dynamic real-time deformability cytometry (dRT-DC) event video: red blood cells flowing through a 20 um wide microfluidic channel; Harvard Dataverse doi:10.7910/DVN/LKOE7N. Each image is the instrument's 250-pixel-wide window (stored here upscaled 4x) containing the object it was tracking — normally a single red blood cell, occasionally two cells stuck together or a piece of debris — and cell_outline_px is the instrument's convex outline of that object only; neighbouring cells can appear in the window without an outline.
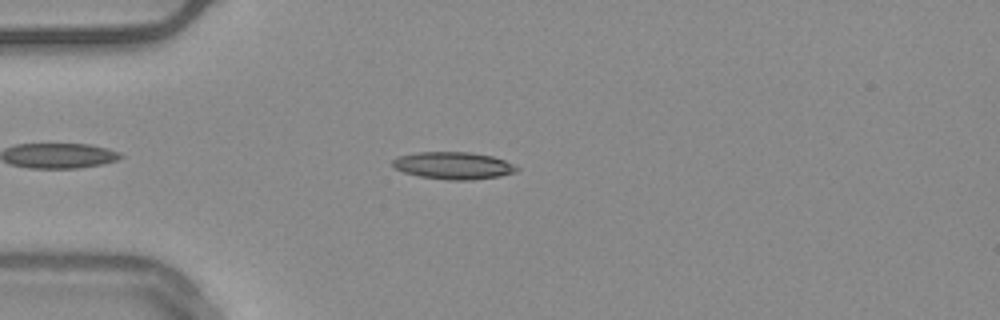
{"species": "common noctule bat (a hibernating species)", "species_latin": "Nyctalus noctula", "temperature_condition": "warm", "stored_images_in_passage": 42, "camera_frame_rate_fps": 3000, "um_per_image_px": 0.085, "animal": {"sex": "male", "body_mass_g": 20.4}, "frame": {"image": 1, "passage_image": 7, "time_ms": 2.0, "image_size_px": [1000, 320], "cell_outline_px": [[520, 168], [516, 172], [500, 176], [472, 180], [452, 180], [420, 176], [404, 172], [396, 168], [392, 164], [392, 160], [396, 156], [416, 152], [468, 152], [492, 156], [504, 160]], "centroid_in_image_um": [38.53, 14.07], "position_along_channel_um": 46.5, "area_um2": 19.65}}
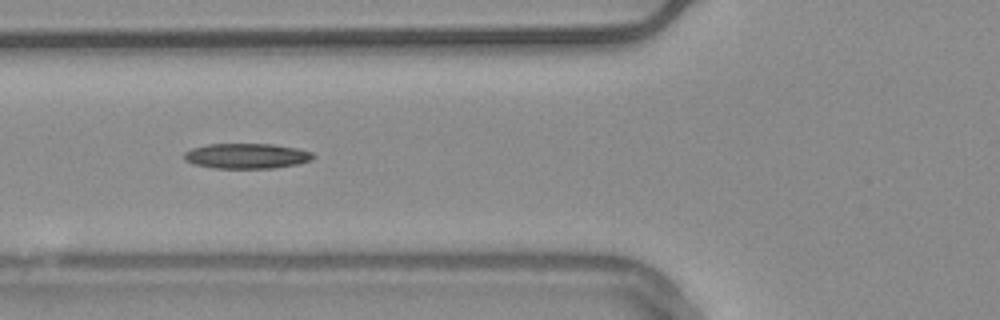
{"frame": {"image": 2, "passage_image": 13, "time_ms": 4.0, "image_size_px": [1000, 320], "cell_outline_px": [[316, 156], [312, 160], [296, 164], [272, 168], [216, 168], [192, 164], [184, 160], [184, 152], [192, 148], [208, 144], [272, 144], [296, 148], [312, 152]], "centroid_in_image_um": [20.95, 13.25], "position_along_channel_um": 104.8, "area_um2": 18.96}}